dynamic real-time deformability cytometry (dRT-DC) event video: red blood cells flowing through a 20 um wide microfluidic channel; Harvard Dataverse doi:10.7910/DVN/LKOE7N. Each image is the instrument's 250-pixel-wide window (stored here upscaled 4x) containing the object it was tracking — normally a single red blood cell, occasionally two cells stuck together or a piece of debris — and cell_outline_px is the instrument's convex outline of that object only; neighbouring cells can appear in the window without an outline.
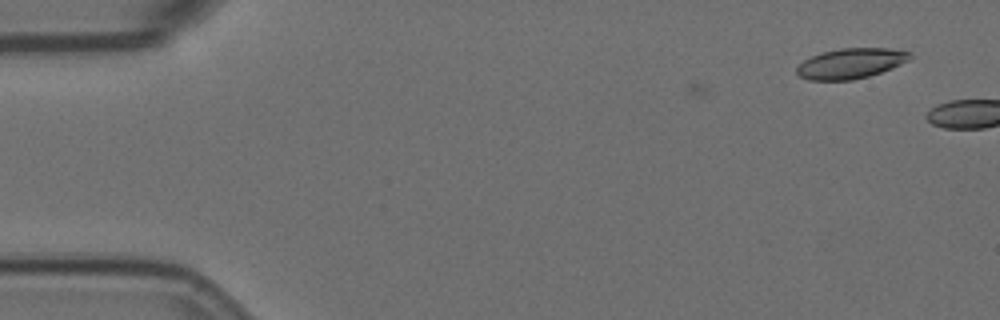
{"species": "Egyptian fruit bat (a non-hibernating species)", "species_latin": "Rousettus aegyptiacus", "temperature_condition": "room temperature", "stored_images_in_passage": 3, "camera_frame_rate_fps": 3000, "um_per_image_px": 0.085, "animal": {"sex": "female"}, "frame": {"image": 1, "passage_image": 3, "time_ms": 0.667, "image_size_px": [1000, 320], "cell_outline_px": [[912, 56], [908, 60], [892, 68], [868, 76], [852, 80], [808, 80], [800, 76], [796, 72], [796, 68], [804, 60], [820, 52], [840, 48], [888, 48], [912, 52]], "centroid_in_image_um": [72.31, 5.38], "position_along_channel_um": 12.7, "area_um2": 19.94}}